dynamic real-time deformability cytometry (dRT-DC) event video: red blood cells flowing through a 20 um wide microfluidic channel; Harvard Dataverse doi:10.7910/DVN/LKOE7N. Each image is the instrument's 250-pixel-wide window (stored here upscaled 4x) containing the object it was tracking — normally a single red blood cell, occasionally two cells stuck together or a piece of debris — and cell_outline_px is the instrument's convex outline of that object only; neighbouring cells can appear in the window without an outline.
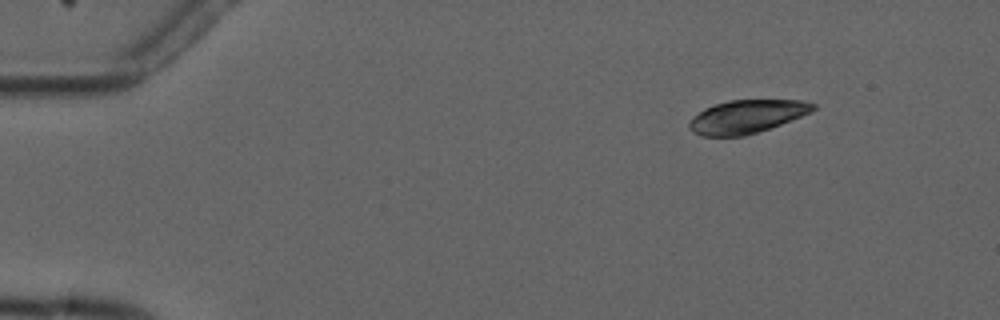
{"species": "common noctule bat (a hibernating species)", "species_latin": "Nyctalus noctula", "temperature_condition": "cold", "stored_images_in_passage": 4, "camera_frame_rate_fps": 3000, "um_per_image_px": 0.085, "animal": {"sex": "male", "forearm_length_mm": 52.5}, "frame": {"image": 1, "passage_image": 2, "time_ms": 1.0, "image_size_px": [1000, 320], "cell_outline_px": [[816, 108], [812, 112], [780, 124], [744, 136], [704, 136], [692, 132], [688, 124], [704, 108], [728, 100], [804, 100], [816, 104]], "centroid_in_image_um": [63.51, 9.9], "position_along_channel_um": 21.5, "area_um2": 23.7}}